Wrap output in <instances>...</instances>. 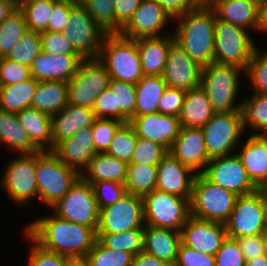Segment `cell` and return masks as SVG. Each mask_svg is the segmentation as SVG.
Listing matches in <instances>:
<instances>
[{"label":"cell","instance_id":"1","mask_svg":"<svg viewBox=\"0 0 267 266\" xmlns=\"http://www.w3.org/2000/svg\"><path fill=\"white\" fill-rule=\"evenodd\" d=\"M23 232L43 249L67 257H86L97 240L92 227L64 220L55 214L32 220Z\"/></svg>","mask_w":267,"mask_h":266},{"label":"cell","instance_id":"2","mask_svg":"<svg viewBox=\"0 0 267 266\" xmlns=\"http://www.w3.org/2000/svg\"><path fill=\"white\" fill-rule=\"evenodd\" d=\"M215 19L212 8H195L172 21L175 43L201 67L214 62Z\"/></svg>","mask_w":267,"mask_h":266},{"label":"cell","instance_id":"3","mask_svg":"<svg viewBox=\"0 0 267 266\" xmlns=\"http://www.w3.org/2000/svg\"><path fill=\"white\" fill-rule=\"evenodd\" d=\"M242 76L244 70L234 65L212 62L202 67L200 86L215 112L240 111L241 101L236 100L241 89Z\"/></svg>","mask_w":267,"mask_h":266},{"label":"cell","instance_id":"4","mask_svg":"<svg viewBox=\"0 0 267 266\" xmlns=\"http://www.w3.org/2000/svg\"><path fill=\"white\" fill-rule=\"evenodd\" d=\"M98 59L111 79L136 84L144 76L136 40L119 33L104 35Z\"/></svg>","mask_w":267,"mask_h":266},{"label":"cell","instance_id":"5","mask_svg":"<svg viewBox=\"0 0 267 266\" xmlns=\"http://www.w3.org/2000/svg\"><path fill=\"white\" fill-rule=\"evenodd\" d=\"M80 176L52 150L36 151L38 199L47 206H53L64 197Z\"/></svg>","mask_w":267,"mask_h":266},{"label":"cell","instance_id":"6","mask_svg":"<svg viewBox=\"0 0 267 266\" xmlns=\"http://www.w3.org/2000/svg\"><path fill=\"white\" fill-rule=\"evenodd\" d=\"M238 195L197 174L191 192V216L201 220L225 223L235 206Z\"/></svg>","mask_w":267,"mask_h":266},{"label":"cell","instance_id":"7","mask_svg":"<svg viewBox=\"0 0 267 266\" xmlns=\"http://www.w3.org/2000/svg\"><path fill=\"white\" fill-rule=\"evenodd\" d=\"M249 33L244 28L216 17L214 62L238 66L245 71L253 52L259 47Z\"/></svg>","mask_w":267,"mask_h":266},{"label":"cell","instance_id":"8","mask_svg":"<svg viewBox=\"0 0 267 266\" xmlns=\"http://www.w3.org/2000/svg\"><path fill=\"white\" fill-rule=\"evenodd\" d=\"M227 237L255 236L267 231L266 192L257 189L255 192L238 196L235 206L224 223Z\"/></svg>","mask_w":267,"mask_h":266},{"label":"cell","instance_id":"9","mask_svg":"<svg viewBox=\"0 0 267 266\" xmlns=\"http://www.w3.org/2000/svg\"><path fill=\"white\" fill-rule=\"evenodd\" d=\"M144 224L181 231L191 217L190 199L153 190L143 196Z\"/></svg>","mask_w":267,"mask_h":266},{"label":"cell","instance_id":"10","mask_svg":"<svg viewBox=\"0 0 267 266\" xmlns=\"http://www.w3.org/2000/svg\"><path fill=\"white\" fill-rule=\"evenodd\" d=\"M111 77L98 58H83L67 81L68 103L93 108L98 95L109 87Z\"/></svg>","mask_w":267,"mask_h":266},{"label":"cell","instance_id":"11","mask_svg":"<svg viewBox=\"0 0 267 266\" xmlns=\"http://www.w3.org/2000/svg\"><path fill=\"white\" fill-rule=\"evenodd\" d=\"M0 185L15 205H28L38 198L36 152L18 154L5 164Z\"/></svg>","mask_w":267,"mask_h":266},{"label":"cell","instance_id":"12","mask_svg":"<svg viewBox=\"0 0 267 266\" xmlns=\"http://www.w3.org/2000/svg\"><path fill=\"white\" fill-rule=\"evenodd\" d=\"M201 130L210 159L236 153L239 140L246 133L240 111L216 112Z\"/></svg>","mask_w":267,"mask_h":266},{"label":"cell","instance_id":"13","mask_svg":"<svg viewBox=\"0 0 267 266\" xmlns=\"http://www.w3.org/2000/svg\"><path fill=\"white\" fill-rule=\"evenodd\" d=\"M50 208H53V214L64 220L96 229L98 207L93 187L81 176L66 195Z\"/></svg>","mask_w":267,"mask_h":266},{"label":"cell","instance_id":"14","mask_svg":"<svg viewBox=\"0 0 267 266\" xmlns=\"http://www.w3.org/2000/svg\"><path fill=\"white\" fill-rule=\"evenodd\" d=\"M144 228L143 197L126 193L116 203L98 210L96 234H118Z\"/></svg>","mask_w":267,"mask_h":266},{"label":"cell","instance_id":"15","mask_svg":"<svg viewBox=\"0 0 267 266\" xmlns=\"http://www.w3.org/2000/svg\"><path fill=\"white\" fill-rule=\"evenodd\" d=\"M63 33L83 58H98L106 33L95 23L85 5L71 7Z\"/></svg>","mask_w":267,"mask_h":266},{"label":"cell","instance_id":"16","mask_svg":"<svg viewBox=\"0 0 267 266\" xmlns=\"http://www.w3.org/2000/svg\"><path fill=\"white\" fill-rule=\"evenodd\" d=\"M201 174L211 183L238 196L253 193L258 189L249 179L237 153L211 159Z\"/></svg>","mask_w":267,"mask_h":266},{"label":"cell","instance_id":"17","mask_svg":"<svg viewBox=\"0 0 267 266\" xmlns=\"http://www.w3.org/2000/svg\"><path fill=\"white\" fill-rule=\"evenodd\" d=\"M169 20L174 19L155 0H142L119 34L134 40L165 36Z\"/></svg>","mask_w":267,"mask_h":266},{"label":"cell","instance_id":"18","mask_svg":"<svg viewBox=\"0 0 267 266\" xmlns=\"http://www.w3.org/2000/svg\"><path fill=\"white\" fill-rule=\"evenodd\" d=\"M202 67L174 43L168 51L162 78L167 87L189 91L200 86Z\"/></svg>","mask_w":267,"mask_h":266},{"label":"cell","instance_id":"19","mask_svg":"<svg viewBox=\"0 0 267 266\" xmlns=\"http://www.w3.org/2000/svg\"><path fill=\"white\" fill-rule=\"evenodd\" d=\"M225 224L190 217L181 229V242L198 252L215 255L226 239Z\"/></svg>","mask_w":267,"mask_h":266},{"label":"cell","instance_id":"20","mask_svg":"<svg viewBox=\"0 0 267 266\" xmlns=\"http://www.w3.org/2000/svg\"><path fill=\"white\" fill-rule=\"evenodd\" d=\"M169 153L196 174H201L211 160L201 128L181 126Z\"/></svg>","mask_w":267,"mask_h":266},{"label":"cell","instance_id":"21","mask_svg":"<svg viewBox=\"0 0 267 266\" xmlns=\"http://www.w3.org/2000/svg\"><path fill=\"white\" fill-rule=\"evenodd\" d=\"M196 175L193 170L180 163L168 152L158 164L155 189L190 199Z\"/></svg>","mask_w":267,"mask_h":266},{"label":"cell","instance_id":"22","mask_svg":"<svg viewBox=\"0 0 267 266\" xmlns=\"http://www.w3.org/2000/svg\"><path fill=\"white\" fill-rule=\"evenodd\" d=\"M129 123L136 131L137 137L157 142L168 151L176 140L181 127L178 117L159 112L134 116Z\"/></svg>","mask_w":267,"mask_h":266},{"label":"cell","instance_id":"23","mask_svg":"<svg viewBox=\"0 0 267 266\" xmlns=\"http://www.w3.org/2000/svg\"><path fill=\"white\" fill-rule=\"evenodd\" d=\"M68 167L75 169L80 175L97 153L93 143L91 127H85L74 136L59 142L52 150Z\"/></svg>","mask_w":267,"mask_h":266},{"label":"cell","instance_id":"24","mask_svg":"<svg viewBox=\"0 0 267 266\" xmlns=\"http://www.w3.org/2000/svg\"><path fill=\"white\" fill-rule=\"evenodd\" d=\"M82 59L80 54L51 55L41 51L30 66L31 76L37 81L67 82L76 73Z\"/></svg>","mask_w":267,"mask_h":266},{"label":"cell","instance_id":"25","mask_svg":"<svg viewBox=\"0 0 267 266\" xmlns=\"http://www.w3.org/2000/svg\"><path fill=\"white\" fill-rule=\"evenodd\" d=\"M247 137L236 153L249 179L261 189L267 183V137L262 134H249Z\"/></svg>","mask_w":267,"mask_h":266},{"label":"cell","instance_id":"26","mask_svg":"<svg viewBox=\"0 0 267 266\" xmlns=\"http://www.w3.org/2000/svg\"><path fill=\"white\" fill-rule=\"evenodd\" d=\"M96 119L92 108L67 104L57 114L51 116L53 149L64 139L85 127H92Z\"/></svg>","mask_w":267,"mask_h":266},{"label":"cell","instance_id":"27","mask_svg":"<svg viewBox=\"0 0 267 266\" xmlns=\"http://www.w3.org/2000/svg\"><path fill=\"white\" fill-rule=\"evenodd\" d=\"M260 3L261 0H219L212 9L218 19L247 31H259Z\"/></svg>","mask_w":267,"mask_h":266},{"label":"cell","instance_id":"28","mask_svg":"<svg viewBox=\"0 0 267 266\" xmlns=\"http://www.w3.org/2000/svg\"><path fill=\"white\" fill-rule=\"evenodd\" d=\"M180 244L181 231L144 224V252L174 266Z\"/></svg>","mask_w":267,"mask_h":266},{"label":"cell","instance_id":"29","mask_svg":"<svg viewBox=\"0 0 267 266\" xmlns=\"http://www.w3.org/2000/svg\"><path fill=\"white\" fill-rule=\"evenodd\" d=\"M143 75L162 76L169 48L175 43L173 31L165 36L136 40Z\"/></svg>","mask_w":267,"mask_h":266},{"label":"cell","instance_id":"30","mask_svg":"<svg viewBox=\"0 0 267 266\" xmlns=\"http://www.w3.org/2000/svg\"><path fill=\"white\" fill-rule=\"evenodd\" d=\"M16 115L30 141L39 150H53L52 120L50 115L33 107H26Z\"/></svg>","mask_w":267,"mask_h":266},{"label":"cell","instance_id":"31","mask_svg":"<svg viewBox=\"0 0 267 266\" xmlns=\"http://www.w3.org/2000/svg\"><path fill=\"white\" fill-rule=\"evenodd\" d=\"M215 113L205 91L199 86L185 93L178 118L181 126L201 128Z\"/></svg>","mask_w":267,"mask_h":266},{"label":"cell","instance_id":"32","mask_svg":"<svg viewBox=\"0 0 267 266\" xmlns=\"http://www.w3.org/2000/svg\"><path fill=\"white\" fill-rule=\"evenodd\" d=\"M81 177L91 185L97 181H115L125 184L127 163L106 153H96Z\"/></svg>","mask_w":267,"mask_h":266},{"label":"cell","instance_id":"33","mask_svg":"<svg viewBox=\"0 0 267 266\" xmlns=\"http://www.w3.org/2000/svg\"><path fill=\"white\" fill-rule=\"evenodd\" d=\"M67 104V82L60 80L38 81L30 107L52 116L61 111Z\"/></svg>","mask_w":267,"mask_h":266},{"label":"cell","instance_id":"34","mask_svg":"<svg viewBox=\"0 0 267 266\" xmlns=\"http://www.w3.org/2000/svg\"><path fill=\"white\" fill-rule=\"evenodd\" d=\"M0 143L18 154H30L39 149L20 125L16 113L0 109Z\"/></svg>","mask_w":267,"mask_h":266},{"label":"cell","instance_id":"35","mask_svg":"<svg viewBox=\"0 0 267 266\" xmlns=\"http://www.w3.org/2000/svg\"><path fill=\"white\" fill-rule=\"evenodd\" d=\"M167 85L162 76L144 75L136 84L135 116L158 112L160 98Z\"/></svg>","mask_w":267,"mask_h":266},{"label":"cell","instance_id":"36","mask_svg":"<svg viewBox=\"0 0 267 266\" xmlns=\"http://www.w3.org/2000/svg\"><path fill=\"white\" fill-rule=\"evenodd\" d=\"M240 112L244 131L249 128L252 134L264 135L267 132V94L244 95Z\"/></svg>","mask_w":267,"mask_h":266},{"label":"cell","instance_id":"37","mask_svg":"<svg viewBox=\"0 0 267 266\" xmlns=\"http://www.w3.org/2000/svg\"><path fill=\"white\" fill-rule=\"evenodd\" d=\"M38 81L33 77L16 84L0 86V109L18 113L31 106Z\"/></svg>","mask_w":267,"mask_h":266},{"label":"cell","instance_id":"38","mask_svg":"<svg viewBox=\"0 0 267 266\" xmlns=\"http://www.w3.org/2000/svg\"><path fill=\"white\" fill-rule=\"evenodd\" d=\"M158 165L128 163L125 188L127 193L144 196L155 190Z\"/></svg>","mask_w":267,"mask_h":266},{"label":"cell","instance_id":"39","mask_svg":"<svg viewBox=\"0 0 267 266\" xmlns=\"http://www.w3.org/2000/svg\"><path fill=\"white\" fill-rule=\"evenodd\" d=\"M28 30L24 15L16 8L0 23V58L7 57Z\"/></svg>","mask_w":267,"mask_h":266},{"label":"cell","instance_id":"40","mask_svg":"<svg viewBox=\"0 0 267 266\" xmlns=\"http://www.w3.org/2000/svg\"><path fill=\"white\" fill-rule=\"evenodd\" d=\"M96 236L97 240L106 248L126 251L133 256L144 249V228L118 234H96Z\"/></svg>","mask_w":267,"mask_h":266},{"label":"cell","instance_id":"41","mask_svg":"<svg viewBox=\"0 0 267 266\" xmlns=\"http://www.w3.org/2000/svg\"><path fill=\"white\" fill-rule=\"evenodd\" d=\"M109 87L116 93V120L128 123L135 116V84L111 79Z\"/></svg>","mask_w":267,"mask_h":266},{"label":"cell","instance_id":"42","mask_svg":"<svg viewBox=\"0 0 267 266\" xmlns=\"http://www.w3.org/2000/svg\"><path fill=\"white\" fill-rule=\"evenodd\" d=\"M137 138L133 126L129 122L123 123L115 132L105 153L128 164L131 162Z\"/></svg>","mask_w":267,"mask_h":266},{"label":"cell","instance_id":"43","mask_svg":"<svg viewBox=\"0 0 267 266\" xmlns=\"http://www.w3.org/2000/svg\"><path fill=\"white\" fill-rule=\"evenodd\" d=\"M55 0H31L19 9L24 15L27 28L32 31L42 32L48 30V20Z\"/></svg>","mask_w":267,"mask_h":266},{"label":"cell","instance_id":"44","mask_svg":"<svg viewBox=\"0 0 267 266\" xmlns=\"http://www.w3.org/2000/svg\"><path fill=\"white\" fill-rule=\"evenodd\" d=\"M41 51L40 32L28 29L12 48L7 58L30 67Z\"/></svg>","mask_w":267,"mask_h":266},{"label":"cell","instance_id":"45","mask_svg":"<svg viewBox=\"0 0 267 266\" xmlns=\"http://www.w3.org/2000/svg\"><path fill=\"white\" fill-rule=\"evenodd\" d=\"M267 50V49H266ZM259 51L257 47L244 71L253 93L267 94V51Z\"/></svg>","mask_w":267,"mask_h":266},{"label":"cell","instance_id":"46","mask_svg":"<svg viewBox=\"0 0 267 266\" xmlns=\"http://www.w3.org/2000/svg\"><path fill=\"white\" fill-rule=\"evenodd\" d=\"M86 259L89 266H131L133 255L126 251L106 248L96 240Z\"/></svg>","mask_w":267,"mask_h":266},{"label":"cell","instance_id":"47","mask_svg":"<svg viewBox=\"0 0 267 266\" xmlns=\"http://www.w3.org/2000/svg\"><path fill=\"white\" fill-rule=\"evenodd\" d=\"M115 0H89L85 6L95 23L106 33H116Z\"/></svg>","mask_w":267,"mask_h":266},{"label":"cell","instance_id":"48","mask_svg":"<svg viewBox=\"0 0 267 266\" xmlns=\"http://www.w3.org/2000/svg\"><path fill=\"white\" fill-rule=\"evenodd\" d=\"M168 152L161 144L138 137L130 163L158 165Z\"/></svg>","mask_w":267,"mask_h":266},{"label":"cell","instance_id":"49","mask_svg":"<svg viewBox=\"0 0 267 266\" xmlns=\"http://www.w3.org/2000/svg\"><path fill=\"white\" fill-rule=\"evenodd\" d=\"M123 124L116 119L96 118L91 127L93 143L97 153H105L115 132Z\"/></svg>","mask_w":267,"mask_h":266},{"label":"cell","instance_id":"50","mask_svg":"<svg viewBox=\"0 0 267 266\" xmlns=\"http://www.w3.org/2000/svg\"><path fill=\"white\" fill-rule=\"evenodd\" d=\"M92 187L98 210L116 203L127 193L125 185L115 181H97Z\"/></svg>","mask_w":267,"mask_h":266},{"label":"cell","instance_id":"51","mask_svg":"<svg viewBox=\"0 0 267 266\" xmlns=\"http://www.w3.org/2000/svg\"><path fill=\"white\" fill-rule=\"evenodd\" d=\"M30 78V67L7 57L0 58V86L16 84Z\"/></svg>","mask_w":267,"mask_h":266},{"label":"cell","instance_id":"52","mask_svg":"<svg viewBox=\"0 0 267 266\" xmlns=\"http://www.w3.org/2000/svg\"><path fill=\"white\" fill-rule=\"evenodd\" d=\"M25 238L30 241L27 266H65L67 256L50 252L35 243L25 232Z\"/></svg>","mask_w":267,"mask_h":266},{"label":"cell","instance_id":"53","mask_svg":"<svg viewBox=\"0 0 267 266\" xmlns=\"http://www.w3.org/2000/svg\"><path fill=\"white\" fill-rule=\"evenodd\" d=\"M42 51L51 55L79 54L63 32H40Z\"/></svg>","mask_w":267,"mask_h":266},{"label":"cell","instance_id":"54","mask_svg":"<svg viewBox=\"0 0 267 266\" xmlns=\"http://www.w3.org/2000/svg\"><path fill=\"white\" fill-rule=\"evenodd\" d=\"M215 266H245V259L236 239L226 237L214 255Z\"/></svg>","mask_w":267,"mask_h":266},{"label":"cell","instance_id":"55","mask_svg":"<svg viewBox=\"0 0 267 266\" xmlns=\"http://www.w3.org/2000/svg\"><path fill=\"white\" fill-rule=\"evenodd\" d=\"M174 266H215V257L198 252L181 242L177 262Z\"/></svg>","mask_w":267,"mask_h":266},{"label":"cell","instance_id":"56","mask_svg":"<svg viewBox=\"0 0 267 266\" xmlns=\"http://www.w3.org/2000/svg\"><path fill=\"white\" fill-rule=\"evenodd\" d=\"M185 93L186 92L182 90L167 87L160 98L158 112L161 114L179 117Z\"/></svg>","mask_w":267,"mask_h":266},{"label":"cell","instance_id":"57","mask_svg":"<svg viewBox=\"0 0 267 266\" xmlns=\"http://www.w3.org/2000/svg\"><path fill=\"white\" fill-rule=\"evenodd\" d=\"M73 4L69 0H55L48 20V31L63 32L69 20V11Z\"/></svg>","mask_w":267,"mask_h":266},{"label":"cell","instance_id":"58","mask_svg":"<svg viewBox=\"0 0 267 266\" xmlns=\"http://www.w3.org/2000/svg\"><path fill=\"white\" fill-rule=\"evenodd\" d=\"M92 109L96 118L116 119V93L107 87L98 95Z\"/></svg>","mask_w":267,"mask_h":266},{"label":"cell","instance_id":"59","mask_svg":"<svg viewBox=\"0 0 267 266\" xmlns=\"http://www.w3.org/2000/svg\"><path fill=\"white\" fill-rule=\"evenodd\" d=\"M245 261L266 254L265 233L236 238Z\"/></svg>","mask_w":267,"mask_h":266},{"label":"cell","instance_id":"60","mask_svg":"<svg viewBox=\"0 0 267 266\" xmlns=\"http://www.w3.org/2000/svg\"><path fill=\"white\" fill-rule=\"evenodd\" d=\"M114 2L116 33H119L139 8L142 0H115Z\"/></svg>","mask_w":267,"mask_h":266},{"label":"cell","instance_id":"61","mask_svg":"<svg viewBox=\"0 0 267 266\" xmlns=\"http://www.w3.org/2000/svg\"><path fill=\"white\" fill-rule=\"evenodd\" d=\"M173 19L195 9L193 0H155Z\"/></svg>","mask_w":267,"mask_h":266},{"label":"cell","instance_id":"62","mask_svg":"<svg viewBox=\"0 0 267 266\" xmlns=\"http://www.w3.org/2000/svg\"><path fill=\"white\" fill-rule=\"evenodd\" d=\"M131 266H171L144 251L133 256Z\"/></svg>","mask_w":267,"mask_h":266},{"label":"cell","instance_id":"63","mask_svg":"<svg viewBox=\"0 0 267 266\" xmlns=\"http://www.w3.org/2000/svg\"><path fill=\"white\" fill-rule=\"evenodd\" d=\"M259 31L267 33V0H261L260 3Z\"/></svg>","mask_w":267,"mask_h":266},{"label":"cell","instance_id":"64","mask_svg":"<svg viewBox=\"0 0 267 266\" xmlns=\"http://www.w3.org/2000/svg\"><path fill=\"white\" fill-rule=\"evenodd\" d=\"M15 9L12 1H0V23Z\"/></svg>","mask_w":267,"mask_h":266},{"label":"cell","instance_id":"65","mask_svg":"<svg viewBox=\"0 0 267 266\" xmlns=\"http://www.w3.org/2000/svg\"><path fill=\"white\" fill-rule=\"evenodd\" d=\"M65 266H89L86 257H67Z\"/></svg>","mask_w":267,"mask_h":266},{"label":"cell","instance_id":"66","mask_svg":"<svg viewBox=\"0 0 267 266\" xmlns=\"http://www.w3.org/2000/svg\"><path fill=\"white\" fill-rule=\"evenodd\" d=\"M245 266H267V255H262L245 262Z\"/></svg>","mask_w":267,"mask_h":266},{"label":"cell","instance_id":"67","mask_svg":"<svg viewBox=\"0 0 267 266\" xmlns=\"http://www.w3.org/2000/svg\"><path fill=\"white\" fill-rule=\"evenodd\" d=\"M195 8H213L218 0H193Z\"/></svg>","mask_w":267,"mask_h":266},{"label":"cell","instance_id":"68","mask_svg":"<svg viewBox=\"0 0 267 266\" xmlns=\"http://www.w3.org/2000/svg\"><path fill=\"white\" fill-rule=\"evenodd\" d=\"M31 0H12L13 4L16 8H20L22 5H24L27 2H30Z\"/></svg>","mask_w":267,"mask_h":266},{"label":"cell","instance_id":"69","mask_svg":"<svg viewBox=\"0 0 267 266\" xmlns=\"http://www.w3.org/2000/svg\"><path fill=\"white\" fill-rule=\"evenodd\" d=\"M73 5H85L89 0H69Z\"/></svg>","mask_w":267,"mask_h":266},{"label":"cell","instance_id":"70","mask_svg":"<svg viewBox=\"0 0 267 266\" xmlns=\"http://www.w3.org/2000/svg\"><path fill=\"white\" fill-rule=\"evenodd\" d=\"M265 242H266V255H267V231L265 232Z\"/></svg>","mask_w":267,"mask_h":266},{"label":"cell","instance_id":"71","mask_svg":"<svg viewBox=\"0 0 267 266\" xmlns=\"http://www.w3.org/2000/svg\"><path fill=\"white\" fill-rule=\"evenodd\" d=\"M267 193V183L261 188Z\"/></svg>","mask_w":267,"mask_h":266},{"label":"cell","instance_id":"72","mask_svg":"<svg viewBox=\"0 0 267 266\" xmlns=\"http://www.w3.org/2000/svg\"><path fill=\"white\" fill-rule=\"evenodd\" d=\"M266 224H267V193H266Z\"/></svg>","mask_w":267,"mask_h":266}]
</instances>
